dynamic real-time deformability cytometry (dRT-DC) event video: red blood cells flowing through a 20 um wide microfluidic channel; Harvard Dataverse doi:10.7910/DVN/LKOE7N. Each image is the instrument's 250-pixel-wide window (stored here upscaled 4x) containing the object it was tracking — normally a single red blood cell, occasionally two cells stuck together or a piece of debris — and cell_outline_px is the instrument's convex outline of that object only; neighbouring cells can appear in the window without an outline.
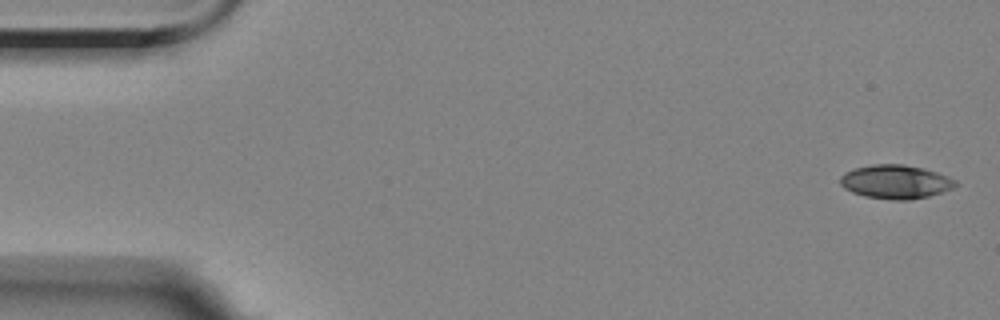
{"species": "Egyptian fruit bat (a non-hibernating species)", "species_latin": "Rousettus aegyptiacus", "temperature_condition": "room temperature", "stored_images_in_passage": 5, "camera_frame_rate_fps": 3000, "um_per_image_px": 0.085, "animal": {"sex": "female"}, "frame": {"image": 1, "passage_image": 1, "time_ms": 0.0, "image_size_px": [1000, 320], "cell_outline_px": [[960, 184], [952, 188], [928, 196], [908, 200], [892, 200], [864, 196], [852, 192], [844, 188], [840, 184], [840, 176], [844, 172], [856, 168], [872, 164], [904, 164], [924, 168], [948, 176], [956, 180]], "centroid_in_image_um": [76.12, 15.45], "position_along_channel_um": 8.9, "area_um2": 22.77}}
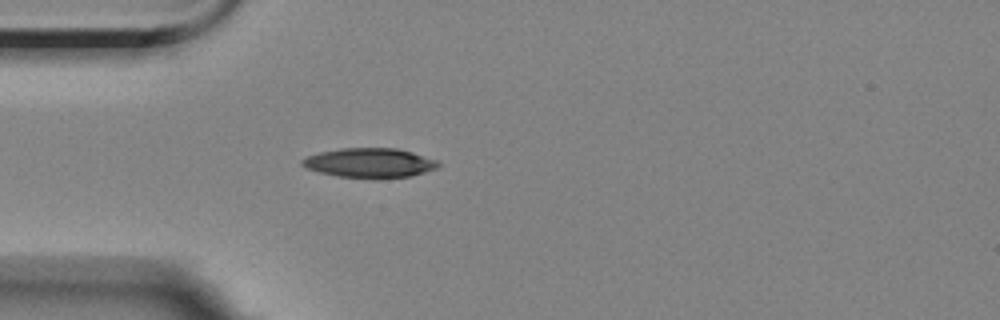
{"frame": {"image": 2, "passage_image": 5, "time_ms": 4.667, "image_size_px": [1000, 320], "cell_outline_px": [[440, 168], [412, 176], [336, 176], [320, 172], [308, 168], [300, 164], [300, 160], [308, 156], [320, 152], [340, 148], [396, 148], [412, 152], [436, 160], [440, 164]], "centroid_in_image_um": [31.43, 13.81], "position_along_channel_um": 53.6, "area_um2": 22.77}}